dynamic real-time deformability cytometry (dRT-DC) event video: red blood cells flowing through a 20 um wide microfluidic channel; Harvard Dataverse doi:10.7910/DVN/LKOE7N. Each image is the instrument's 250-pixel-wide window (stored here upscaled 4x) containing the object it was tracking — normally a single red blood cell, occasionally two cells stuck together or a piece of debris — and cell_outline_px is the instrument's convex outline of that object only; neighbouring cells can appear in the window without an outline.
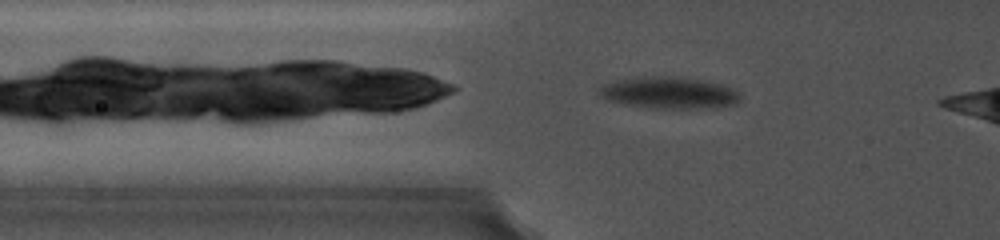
{"species": "common noctule bat (a hibernating species)", "species_latin": "Nyctalus noctula", "temperature_condition": "cold", "stored_images_in_passage": 30, "camera_frame_rate_fps": 5000, "um_per_image_px": 0.085, "animal": {"sex": "female", "body_mass_g": 19.0, "forearm_length_mm": 56.7}, "frame": {"image": 1, "passage_image": 2, "time_ms": 0.4, "image_size_px": [1000, 240], "cell_outline_px": [[740, 100], [732, 104], [700, 108], [652, 108], [628, 104], [608, 100], [600, 96], [600, 84], [612, 80], [648, 76], [676, 76], [700, 80], [720, 84], [736, 92], [740, 96]], "centroid_in_image_um": [56.77, 7.87], "position_along_channel_um": 69.0, "area_um2": 25.61}}
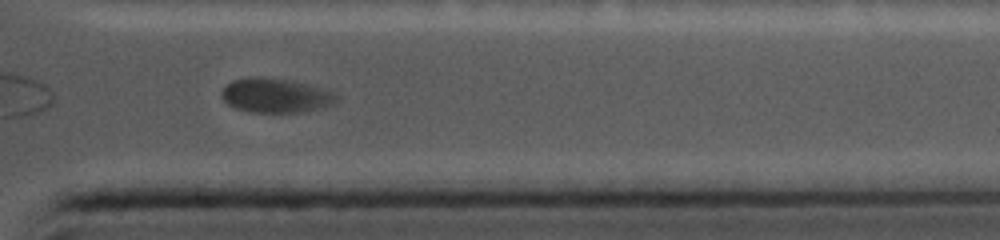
{"frame": {"image": 2, "passage_image": 26, "time_ms": 9.2, "image_size_px": [1000, 240], "cell_outline_px": [[340, 96], [332, 104], [324, 108], [300, 112], [252, 112], [236, 108], [228, 104], [220, 96], [220, 92], [232, 80], [252, 76], [288, 80], [328, 88], [336, 92]], "centroid_in_image_um": [23.48, 8.11], "position_along_channel_um": 387.9, "area_um2": 23.24}}
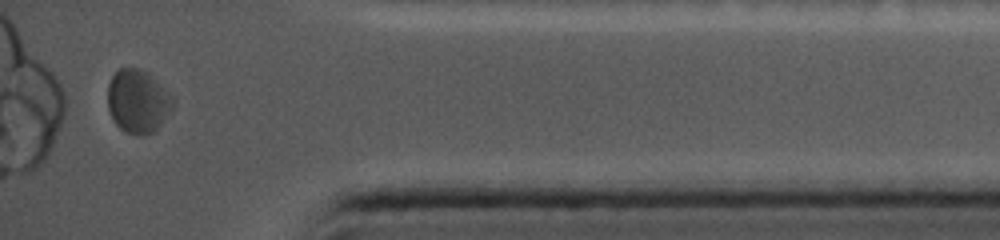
{"frame": {"image": 3, "passage_image": 29, "time_ms": 10.4, "image_size_px": [1000, 240], "cell_outline_px": [[172, 108], [156, 128], [152, 132], [144, 136], [140, 136], [128, 132], [120, 128], [112, 120], [108, 108], [108, 84], [112, 76], [120, 68], [136, 68], [148, 72], [172, 96]], "centroid_in_image_um": [11.68, 8.6], "position_along_channel_um": 423.5, "area_um2": 23.7}}